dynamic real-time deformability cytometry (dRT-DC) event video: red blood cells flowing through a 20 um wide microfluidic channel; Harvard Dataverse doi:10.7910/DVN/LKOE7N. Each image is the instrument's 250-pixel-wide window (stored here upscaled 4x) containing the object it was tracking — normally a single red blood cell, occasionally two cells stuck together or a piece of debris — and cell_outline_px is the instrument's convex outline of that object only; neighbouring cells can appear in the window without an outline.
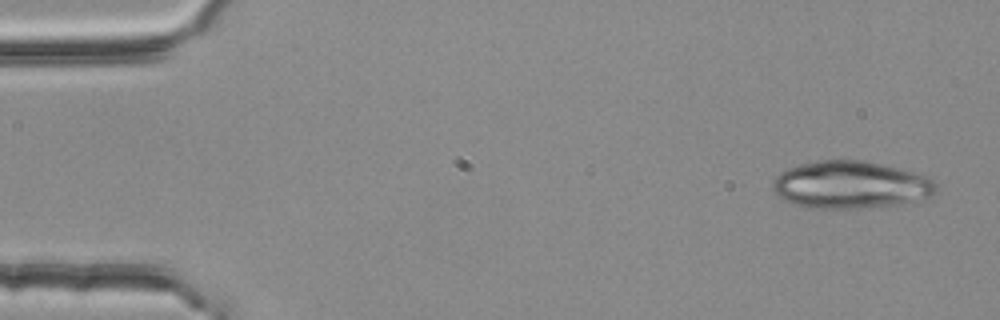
{"species": "common noctule bat (a hibernating species)", "species_latin": "Nyctalus noctula", "temperature_condition": "room temperature", "stored_images_in_passage": 4, "segment_of_instrument_passage": [1, 2], "camera_frame_rate_fps": 3000, "um_per_image_px": 0.085, "animal": {"sex": "female", "body_mass_g": 25.1}, "frame": {"image": 1, "passage_image": 1, "time_ms": 0.0, "image_size_px": [1000, 320], "cell_outline_px": [[936, 192], [932, 196], [900, 204], [860, 208], [820, 208], [796, 204], [784, 200], [772, 188], [772, 180], [784, 168], [816, 160], [864, 160], [884, 164], [924, 176], [932, 180], [936, 184]], "centroid_in_image_um": [72.27, 15.69], "position_along_channel_um": 12.7, "area_um2": 44.97}}